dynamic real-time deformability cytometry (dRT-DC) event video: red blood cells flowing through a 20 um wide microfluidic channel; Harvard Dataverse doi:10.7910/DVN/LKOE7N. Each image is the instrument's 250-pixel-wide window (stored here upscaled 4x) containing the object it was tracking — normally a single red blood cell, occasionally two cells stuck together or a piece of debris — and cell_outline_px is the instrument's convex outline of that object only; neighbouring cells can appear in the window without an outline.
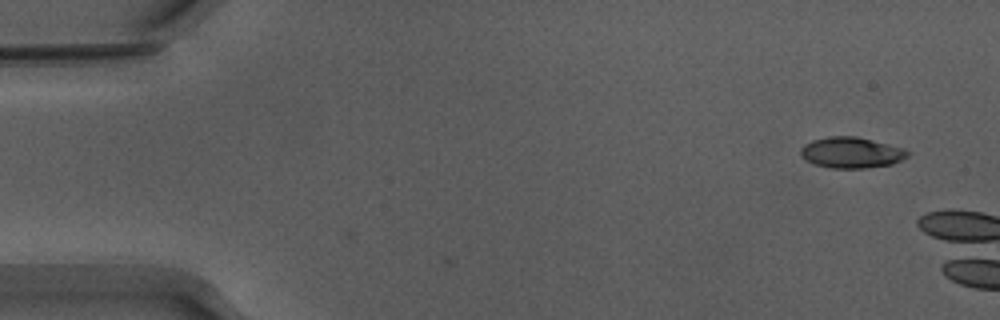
{"species": "Egyptian fruit bat (a non-hibernating species)", "species_latin": "Rousettus aegyptiacus", "temperature_condition": "warm", "stored_images_in_passage": 3, "camera_frame_rate_fps": 3000, "um_per_image_px": 0.085, "animal": {"sex": "male"}, "frame": {"image": 1, "passage_image": 1, "time_ms": 0.0, "image_size_px": [1000, 320], "cell_outline_px": [[912, 152], [908, 156], [892, 164], [864, 168], [828, 168], [816, 164], [800, 156], [800, 148], [804, 144], [812, 140], [828, 136], [856, 136], [904, 148]], "centroid_in_image_um": [72.36, 12.96], "position_along_channel_um": 12.6, "area_um2": 19.31}}